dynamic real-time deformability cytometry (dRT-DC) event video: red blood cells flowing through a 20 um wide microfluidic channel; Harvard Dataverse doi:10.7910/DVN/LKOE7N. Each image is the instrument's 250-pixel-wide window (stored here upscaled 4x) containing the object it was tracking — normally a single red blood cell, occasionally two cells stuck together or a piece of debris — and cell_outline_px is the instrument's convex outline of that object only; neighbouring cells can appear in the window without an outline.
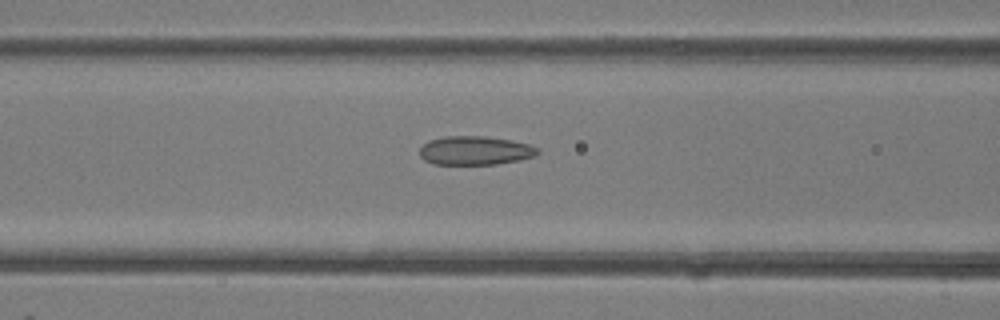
{"species": "common noctule bat (a hibernating species)", "species_latin": "Nyctalus noctula", "temperature_condition": "room temperature", "stored_images_in_passage": 41, "camera_frame_rate_fps": 3000, "um_per_image_px": 0.085, "animal": {"sex": "female"}, "frame": {"image": 1, "passage_image": 17, "time_ms": 5.333, "image_size_px": [1000, 320], "cell_outline_px": [[540, 152], [536, 156], [520, 160], [496, 164], [432, 164], [424, 160], [420, 156], [420, 148], [428, 140], [444, 136], [484, 136], [512, 140], [528, 144], [540, 148]], "centroid_in_image_um": [40.4, 12.79], "position_along_channel_um": 126.2, "area_um2": 20.0}}
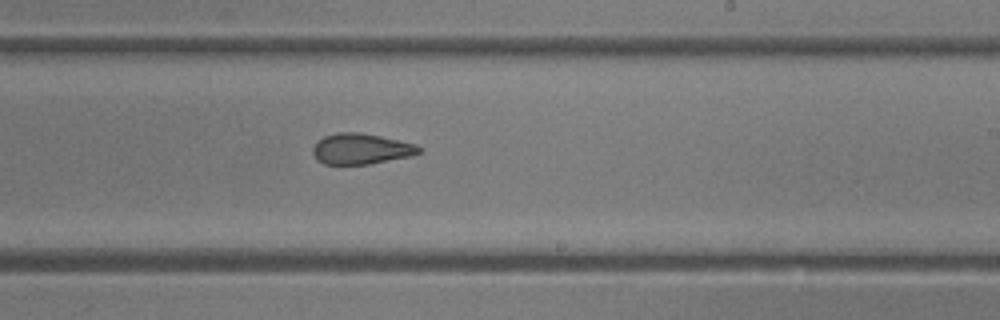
{"frame": {"image": 2, "passage_image": 25, "time_ms": 8.0, "image_size_px": [1000, 320], "cell_outline_px": [[424, 152], [412, 156], [368, 164], [324, 164], [316, 160], [312, 152], [312, 148], [316, 140], [324, 136], [336, 132], [360, 132], [380, 136], [416, 144], [424, 148]], "centroid_in_image_um": [30.7, 12.65], "position_along_channel_um": 258.3, "area_um2": 19.36}}
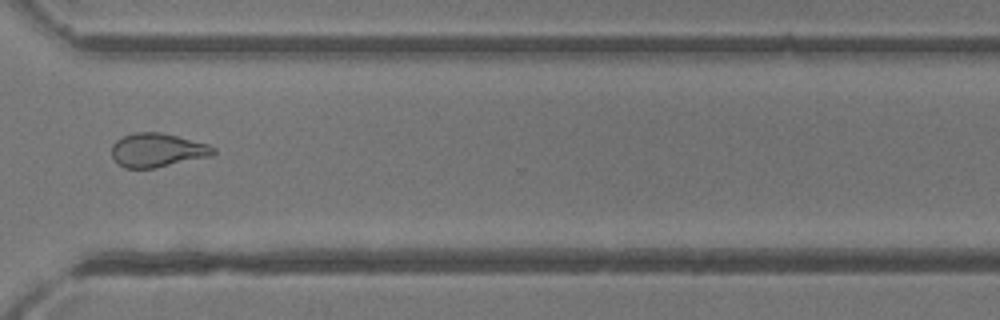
{"frame": {"image": 3, "passage_image": 31, "time_ms": 10.0, "image_size_px": [1000, 320], "cell_outline_px": [[216, 152], [212, 156], [156, 168], [124, 168], [116, 164], [112, 156], [112, 144], [116, 140], [124, 136], [136, 132], [160, 132], [208, 144], [216, 148]], "centroid_in_image_um": [13.37, 12.78], "position_along_channel_um": 357.2, "area_um2": 20.17}}